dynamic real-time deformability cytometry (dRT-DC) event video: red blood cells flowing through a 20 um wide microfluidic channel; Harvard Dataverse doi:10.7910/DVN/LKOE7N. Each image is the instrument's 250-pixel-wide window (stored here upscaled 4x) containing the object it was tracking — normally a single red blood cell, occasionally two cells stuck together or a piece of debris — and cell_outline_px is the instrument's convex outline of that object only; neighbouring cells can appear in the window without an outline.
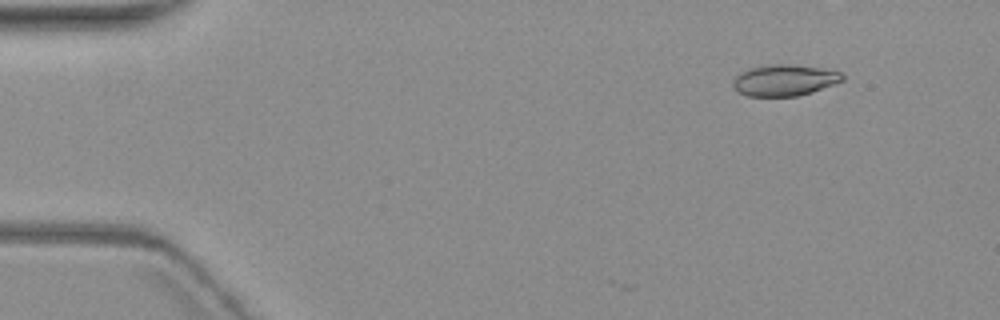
{"species": "common noctule bat (a hibernating species)", "species_latin": "Nyctalus noctula", "temperature_condition": "warm", "stored_images_in_passage": 7, "camera_frame_rate_fps": 3000, "um_per_image_px": 0.085, "animal": {"sex": "female", "body_mass_g": 19.3, "forearm_length_mm": 54.1}, "frame": {"image": 1, "passage_image": 2, "time_ms": 1.333, "image_size_px": [1000, 320], "cell_outline_px": [[844, 80], [812, 92], [796, 96], [748, 96], [740, 92], [732, 84], [732, 80], [740, 72], [748, 68], [764, 64], [784, 64], [820, 68], [840, 72], [844, 76]], "centroid_in_image_um": [66.64, 6.81], "position_along_channel_um": 18.4, "area_um2": 19.83}}